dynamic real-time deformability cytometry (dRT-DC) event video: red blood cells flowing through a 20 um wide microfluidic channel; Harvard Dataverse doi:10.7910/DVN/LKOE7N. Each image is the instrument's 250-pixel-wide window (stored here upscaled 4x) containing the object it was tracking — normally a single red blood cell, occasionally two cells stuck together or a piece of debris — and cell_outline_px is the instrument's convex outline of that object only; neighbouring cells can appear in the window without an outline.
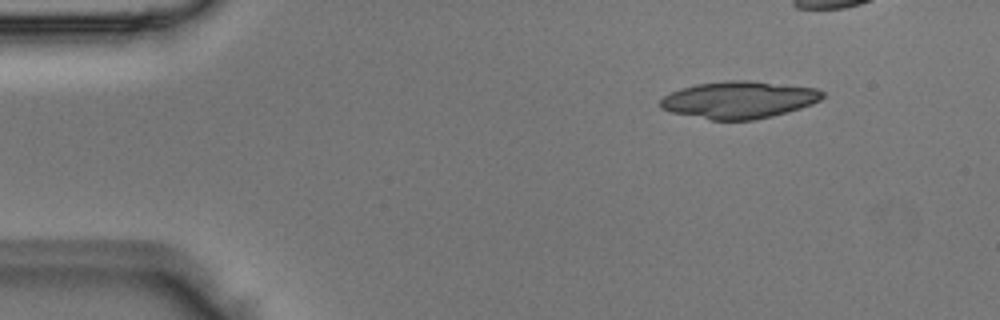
{"species": "Egyptian fruit bat (a non-hibernating species)", "species_latin": "Rousettus aegyptiacus", "temperature_condition": "room temperature", "stored_images_in_passage": 4, "camera_frame_rate_fps": 3000, "um_per_image_px": 0.085, "animal": {"sex": "male"}, "frame": {"image": 1, "passage_image": 1, "time_ms": 0.0, "image_size_px": [1000, 320], "cell_outline_px": [[824, 96], [820, 100], [812, 104], [788, 112], [756, 120], [712, 120], [672, 112], [660, 108], [660, 100], [664, 96], [680, 88], [696, 84], [724, 80], [748, 80], [816, 88], [824, 92]], "centroid_in_image_um": [62.81, 8.48], "position_along_channel_um": 22.2, "area_um2": 35.14}}